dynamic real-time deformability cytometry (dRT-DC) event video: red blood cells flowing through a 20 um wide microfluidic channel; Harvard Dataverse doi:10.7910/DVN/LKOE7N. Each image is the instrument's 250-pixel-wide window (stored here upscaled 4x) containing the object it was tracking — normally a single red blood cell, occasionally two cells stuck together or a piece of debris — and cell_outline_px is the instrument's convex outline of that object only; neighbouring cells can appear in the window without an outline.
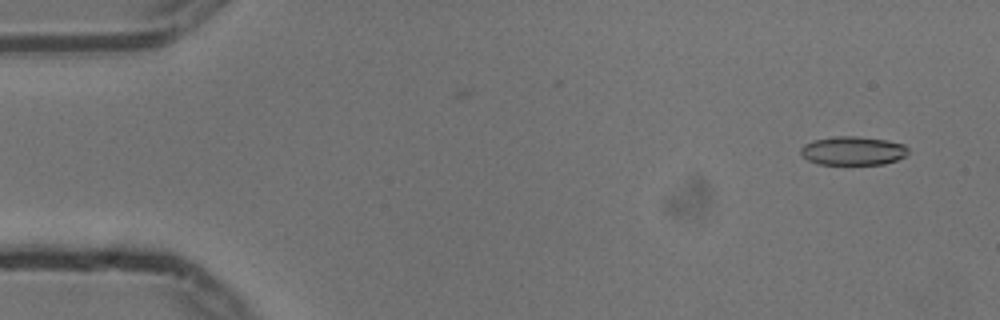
{"species": "common noctule bat (a hibernating species)", "species_latin": "Nyctalus noctula", "temperature_condition": "cold", "stored_images_in_passage": 54, "camera_frame_rate_fps": 3000, "um_per_image_px": 0.085, "animal": {"sex": "male", "body_mass_g": 13.3}, "frame": {"image": 1, "passage_image": 3, "time_ms": 0.667, "image_size_px": [1000, 320], "cell_outline_px": [[908, 152], [904, 156], [896, 160], [884, 164], [820, 164], [808, 160], [800, 152], [800, 148], [804, 144], [816, 140], [836, 136], [856, 136], [884, 140], [904, 144], [908, 148]], "centroid_in_image_um": [72.5, 12.82], "position_along_channel_um": 12.5, "area_um2": 17.74}}
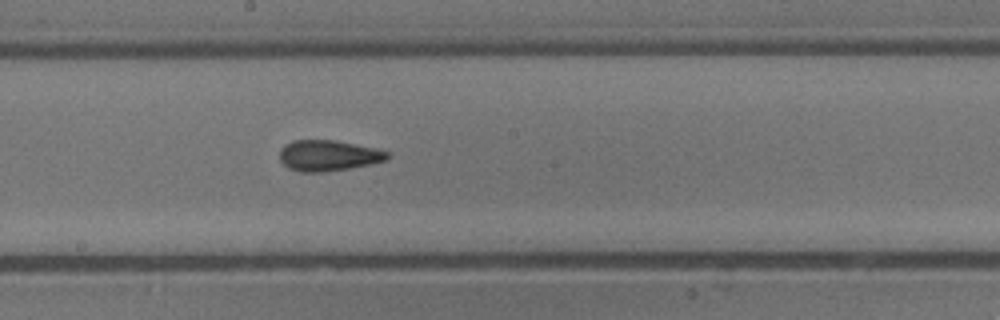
{"frame": {"image": 2, "passage_image": 29, "time_ms": 9.333, "image_size_px": [1000, 320], "cell_outline_px": [[388, 160], [372, 164], [348, 168], [320, 172], [300, 172], [288, 168], [280, 160], [280, 148], [284, 144], [292, 140], [332, 140], [376, 148], [388, 152]], "centroid_in_image_um": [27.88, 13.22], "position_along_channel_um": 220.3, "area_um2": 19.31}}
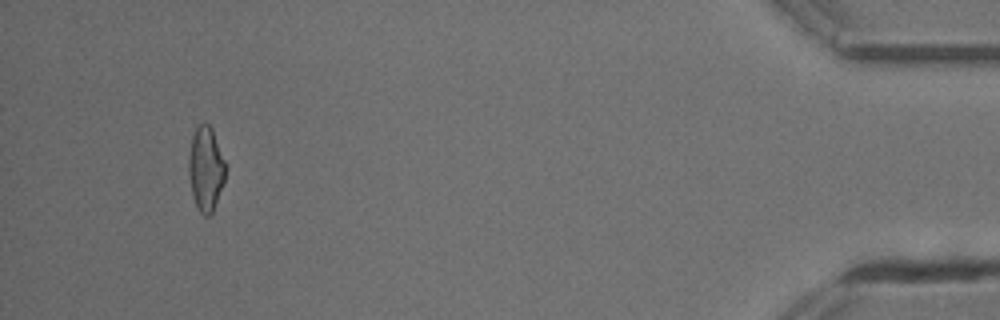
{"frame": {"image": 3, "passage_image": 51, "time_ms": 16.667, "image_size_px": [1000, 320], "cell_outline_px": [[224, 180], [212, 212], [208, 216], [204, 216], [196, 208], [192, 196], [188, 172], [188, 156], [192, 136], [196, 128], [204, 120], [212, 128], [224, 160]], "centroid_in_image_um": [17.45, 14.34], "position_along_channel_um": 417.7, "area_um2": 17.98}, "authors_computed_cell_mechanics": {"area_um2": 18.5827, "velocity_mm_per_s": 3.7416, "shape_relaxation_time_tau1_ms": 5.5687, "shape_relaxation_time_tau2_ms": 2.0707, "deformation_change_tau1": 0.1656, "deformation_change_tau2": 0.1024}}